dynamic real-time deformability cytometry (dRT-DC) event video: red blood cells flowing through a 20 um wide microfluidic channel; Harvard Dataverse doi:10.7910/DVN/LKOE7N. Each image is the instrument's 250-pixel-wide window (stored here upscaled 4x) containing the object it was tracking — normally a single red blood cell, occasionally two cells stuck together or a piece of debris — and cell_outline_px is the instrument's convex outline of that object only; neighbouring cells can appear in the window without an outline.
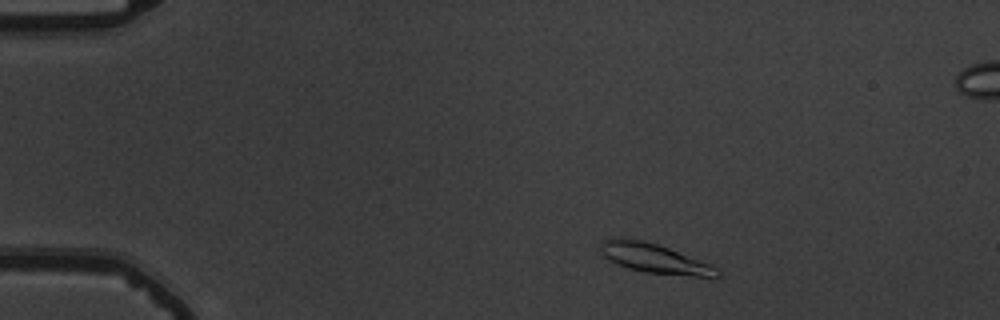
{"species": "common noctule bat (a hibernating species)", "species_latin": "Nyctalus noctula", "temperature_condition": "warm", "stored_images_in_passage": 48, "camera_frame_rate_fps": 3000, "um_per_image_px": 0.085, "animal": {"sex": "male", "body_mass_g": 19.5, "forearm_length_mm": 54.6}, "frame": {"image": 1, "passage_image": 2, "time_ms": 0.333, "image_size_px": [1000, 320], "cell_outline_px": [[720, 276], [696, 276], [644, 272], [628, 268], [616, 264], [608, 260], [600, 252], [600, 244], [608, 236], [620, 236], [640, 240], [656, 244], [668, 248], [708, 264], [716, 268], [720, 272]], "centroid_in_image_um": [55.48, 21.93], "position_along_channel_um": 29.5, "area_um2": 19.83}}
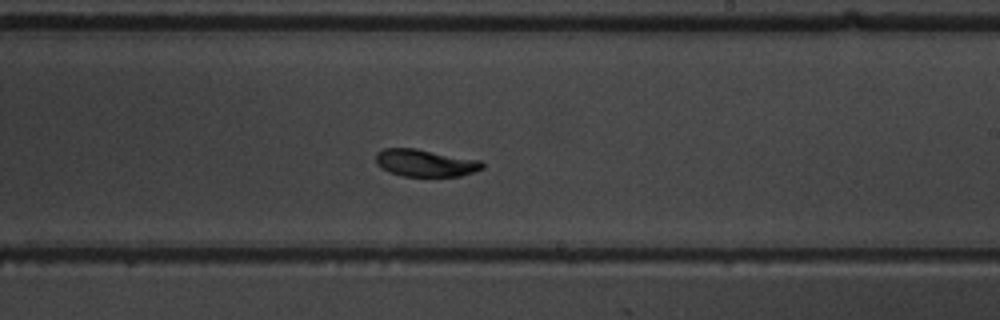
{"frame": {"image": 2, "passage_image": 26, "time_ms": 8.333, "image_size_px": [1000, 320], "cell_outline_px": [[484, 168], [460, 176], [400, 176], [388, 172], [380, 168], [376, 164], [376, 152], [384, 148], [416, 148], [480, 160], [484, 164]], "centroid_in_image_um": [36.11, 13.85], "position_along_channel_um": 252.9, "area_um2": 17.05}}
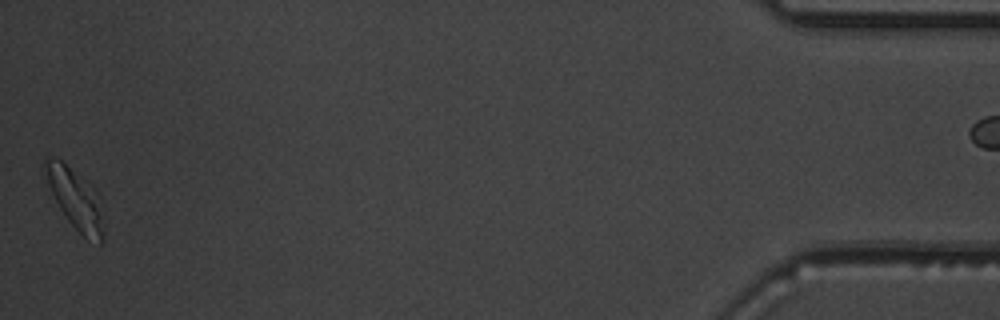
{"frame": {"image": 3, "passage_image": 47, "time_ms": 15.333, "image_size_px": [1000, 320], "cell_outline_px": [[104, 240], [100, 244], [84, 236], [68, 220], [60, 208], [48, 184], [40, 164], [48, 156], [52, 156], [60, 160], [72, 172], [100, 216], [104, 232]], "centroid_in_image_um": [6.2, 16.95], "position_along_channel_um": 429.0, "area_um2": 17.51}}